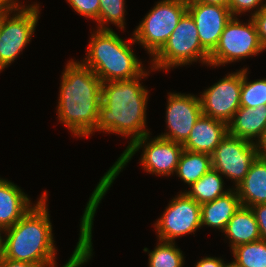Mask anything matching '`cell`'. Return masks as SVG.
Listing matches in <instances>:
<instances>
[{
	"label": "cell",
	"instance_id": "cell-1",
	"mask_svg": "<svg viewBox=\"0 0 266 267\" xmlns=\"http://www.w3.org/2000/svg\"><path fill=\"white\" fill-rule=\"evenodd\" d=\"M47 205V191L12 227L5 230L4 257L56 267V249ZM97 210L96 188L84 209L80 222L79 240L70 259L62 267H81L92 257V227ZM58 267V266H57Z\"/></svg>",
	"mask_w": 266,
	"mask_h": 267
},
{
	"label": "cell",
	"instance_id": "cell-2",
	"mask_svg": "<svg viewBox=\"0 0 266 267\" xmlns=\"http://www.w3.org/2000/svg\"><path fill=\"white\" fill-rule=\"evenodd\" d=\"M149 71L130 80L102 83L98 122L93 132L102 131L131 137L129 145L149 134L146 128L148 90L140 83Z\"/></svg>",
	"mask_w": 266,
	"mask_h": 267
},
{
	"label": "cell",
	"instance_id": "cell-3",
	"mask_svg": "<svg viewBox=\"0 0 266 267\" xmlns=\"http://www.w3.org/2000/svg\"><path fill=\"white\" fill-rule=\"evenodd\" d=\"M62 73L57 107L58 120L73 135L88 137L98 122L102 82L81 62L70 60Z\"/></svg>",
	"mask_w": 266,
	"mask_h": 267
},
{
	"label": "cell",
	"instance_id": "cell-4",
	"mask_svg": "<svg viewBox=\"0 0 266 267\" xmlns=\"http://www.w3.org/2000/svg\"><path fill=\"white\" fill-rule=\"evenodd\" d=\"M134 43L133 37L125 41L112 29H96L91 34L87 56L80 62L102 83L136 78L144 72V67L131 49Z\"/></svg>",
	"mask_w": 266,
	"mask_h": 267
},
{
	"label": "cell",
	"instance_id": "cell-5",
	"mask_svg": "<svg viewBox=\"0 0 266 267\" xmlns=\"http://www.w3.org/2000/svg\"><path fill=\"white\" fill-rule=\"evenodd\" d=\"M149 138L150 134L136 139L132 144L128 145L113 166L100 179L96 186L97 208L115 178L141 148L144 149L142 150L140 162L146 172L158 176H170L176 172L180 156L184 150L182 144L159 136L154 137V139L151 138L152 140Z\"/></svg>",
	"mask_w": 266,
	"mask_h": 267
},
{
	"label": "cell",
	"instance_id": "cell-6",
	"mask_svg": "<svg viewBox=\"0 0 266 267\" xmlns=\"http://www.w3.org/2000/svg\"><path fill=\"white\" fill-rule=\"evenodd\" d=\"M209 53L202 47L198 29L191 15L186 12L164 46L151 59V70L173 69L201 61L209 65Z\"/></svg>",
	"mask_w": 266,
	"mask_h": 267
},
{
	"label": "cell",
	"instance_id": "cell-7",
	"mask_svg": "<svg viewBox=\"0 0 266 267\" xmlns=\"http://www.w3.org/2000/svg\"><path fill=\"white\" fill-rule=\"evenodd\" d=\"M186 12V0L157 2L134 30V41L142 45L153 57L167 42Z\"/></svg>",
	"mask_w": 266,
	"mask_h": 267
},
{
	"label": "cell",
	"instance_id": "cell-8",
	"mask_svg": "<svg viewBox=\"0 0 266 267\" xmlns=\"http://www.w3.org/2000/svg\"><path fill=\"white\" fill-rule=\"evenodd\" d=\"M39 9V4L35 3L23 5L14 12L0 13V65L3 68L14 62L31 41L39 20Z\"/></svg>",
	"mask_w": 266,
	"mask_h": 267
},
{
	"label": "cell",
	"instance_id": "cell-9",
	"mask_svg": "<svg viewBox=\"0 0 266 267\" xmlns=\"http://www.w3.org/2000/svg\"><path fill=\"white\" fill-rule=\"evenodd\" d=\"M232 17L224 27L219 43L209 55V65L219 66L262 53V46L253 20L242 23Z\"/></svg>",
	"mask_w": 266,
	"mask_h": 267
},
{
	"label": "cell",
	"instance_id": "cell-10",
	"mask_svg": "<svg viewBox=\"0 0 266 267\" xmlns=\"http://www.w3.org/2000/svg\"><path fill=\"white\" fill-rule=\"evenodd\" d=\"M165 209L154 224L158 240L175 242L176 238L201 229V205L185 192L177 194Z\"/></svg>",
	"mask_w": 266,
	"mask_h": 267
},
{
	"label": "cell",
	"instance_id": "cell-11",
	"mask_svg": "<svg viewBox=\"0 0 266 267\" xmlns=\"http://www.w3.org/2000/svg\"><path fill=\"white\" fill-rule=\"evenodd\" d=\"M258 152L255 143L230 134L221 140L211 155L212 168L237 186L248 173Z\"/></svg>",
	"mask_w": 266,
	"mask_h": 267
},
{
	"label": "cell",
	"instance_id": "cell-12",
	"mask_svg": "<svg viewBox=\"0 0 266 267\" xmlns=\"http://www.w3.org/2000/svg\"><path fill=\"white\" fill-rule=\"evenodd\" d=\"M242 69L229 73L199 95L202 113L205 116L228 124L240 108Z\"/></svg>",
	"mask_w": 266,
	"mask_h": 267
},
{
	"label": "cell",
	"instance_id": "cell-13",
	"mask_svg": "<svg viewBox=\"0 0 266 267\" xmlns=\"http://www.w3.org/2000/svg\"><path fill=\"white\" fill-rule=\"evenodd\" d=\"M166 124L169 132L159 137L183 144L203 114L200 98L191 94L168 93Z\"/></svg>",
	"mask_w": 266,
	"mask_h": 267
},
{
	"label": "cell",
	"instance_id": "cell-14",
	"mask_svg": "<svg viewBox=\"0 0 266 267\" xmlns=\"http://www.w3.org/2000/svg\"><path fill=\"white\" fill-rule=\"evenodd\" d=\"M187 12L196 24L202 47L211 54L219 43L225 25L233 17L229 8L204 3H187Z\"/></svg>",
	"mask_w": 266,
	"mask_h": 267
},
{
	"label": "cell",
	"instance_id": "cell-15",
	"mask_svg": "<svg viewBox=\"0 0 266 267\" xmlns=\"http://www.w3.org/2000/svg\"><path fill=\"white\" fill-rule=\"evenodd\" d=\"M227 133L225 122L202 114L182 146L184 150L212 155Z\"/></svg>",
	"mask_w": 266,
	"mask_h": 267
},
{
	"label": "cell",
	"instance_id": "cell-16",
	"mask_svg": "<svg viewBox=\"0 0 266 267\" xmlns=\"http://www.w3.org/2000/svg\"><path fill=\"white\" fill-rule=\"evenodd\" d=\"M31 207L32 202L22 189L0 178V228L12 227Z\"/></svg>",
	"mask_w": 266,
	"mask_h": 267
},
{
	"label": "cell",
	"instance_id": "cell-17",
	"mask_svg": "<svg viewBox=\"0 0 266 267\" xmlns=\"http://www.w3.org/2000/svg\"><path fill=\"white\" fill-rule=\"evenodd\" d=\"M227 128L228 134L234 137L252 143L257 142L266 129V105H259L256 108L240 106L227 124Z\"/></svg>",
	"mask_w": 266,
	"mask_h": 267
},
{
	"label": "cell",
	"instance_id": "cell-18",
	"mask_svg": "<svg viewBox=\"0 0 266 267\" xmlns=\"http://www.w3.org/2000/svg\"><path fill=\"white\" fill-rule=\"evenodd\" d=\"M235 189L242 206L251 207L266 203V158L257 156Z\"/></svg>",
	"mask_w": 266,
	"mask_h": 267
},
{
	"label": "cell",
	"instance_id": "cell-19",
	"mask_svg": "<svg viewBox=\"0 0 266 267\" xmlns=\"http://www.w3.org/2000/svg\"><path fill=\"white\" fill-rule=\"evenodd\" d=\"M241 202L235 188L213 201L201 204V226L224 231L228 221L240 208Z\"/></svg>",
	"mask_w": 266,
	"mask_h": 267
},
{
	"label": "cell",
	"instance_id": "cell-20",
	"mask_svg": "<svg viewBox=\"0 0 266 267\" xmlns=\"http://www.w3.org/2000/svg\"><path fill=\"white\" fill-rule=\"evenodd\" d=\"M231 248L260 240V232L255 215L250 207L240 206L228 221L224 231Z\"/></svg>",
	"mask_w": 266,
	"mask_h": 267
},
{
	"label": "cell",
	"instance_id": "cell-21",
	"mask_svg": "<svg viewBox=\"0 0 266 267\" xmlns=\"http://www.w3.org/2000/svg\"><path fill=\"white\" fill-rule=\"evenodd\" d=\"M211 168V155L183 150L175 173L184 183L191 186Z\"/></svg>",
	"mask_w": 266,
	"mask_h": 267
},
{
	"label": "cell",
	"instance_id": "cell-22",
	"mask_svg": "<svg viewBox=\"0 0 266 267\" xmlns=\"http://www.w3.org/2000/svg\"><path fill=\"white\" fill-rule=\"evenodd\" d=\"M223 185L224 180L222 175L211 168L197 182L189 186L190 190H185L184 192L201 205L203 203L213 201L227 193L230 189H224Z\"/></svg>",
	"mask_w": 266,
	"mask_h": 267
},
{
	"label": "cell",
	"instance_id": "cell-23",
	"mask_svg": "<svg viewBox=\"0 0 266 267\" xmlns=\"http://www.w3.org/2000/svg\"><path fill=\"white\" fill-rule=\"evenodd\" d=\"M153 251L144 248V252H149V267H183L184 255L182 251L175 246V242L159 240ZM177 247V248H176Z\"/></svg>",
	"mask_w": 266,
	"mask_h": 267
},
{
	"label": "cell",
	"instance_id": "cell-24",
	"mask_svg": "<svg viewBox=\"0 0 266 267\" xmlns=\"http://www.w3.org/2000/svg\"><path fill=\"white\" fill-rule=\"evenodd\" d=\"M231 250L233 261L241 267H266V241L241 244Z\"/></svg>",
	"mask_w": 266,
	"mask_h": 267
},
{
	"label": "cell",
	"instance_id": "cell-25",
	"mask_svg": "<svg viewBox=\"0 0 266 267\" xmlns=\"http://www.w3.org/2000/svg\"><path fill=\"white\" fill-rule=\"evenodd\" d=\"M247 70V68L242 69L240 106L256 108L259 105H266V78L248 82Z\"/></svg>",
	"mask_w": 266,
	"mask_h": 267
},
{
	"label": "cell",
	"instance_id": "cell-26",
	"mask_svg": "<svg viewBox=\"0 0 266 267\" xmlns=\"http://www.w3.org/2000/svg\"><path fill=\"white\" fill-rule=\"evenodd\" d=\"M125 11V0H100L99 18L96 21L97 29L110 30L107 25L111 23L124 30Z\"/></svg>",
	"mask_w": 266,
	"mask_h": 267
},
{
	"label": "cell",
	"instance_id": "cell-27",
	"mask_svg": "<svg viewBox=\"0 0 266 267\" xmlns=\"http://www.w3.org/2000/svg\"><path fill=\"white\" fill-rule=\"evenodd\" d=\"M75 12L86 18L97 21L99 18L100 0H66Z\"/></svg>",
	"mask_w": 266,
	"mask_h": 267
},
{
	"label": "cell",
	"instance_id": "cell-28",
	"mask_svg": "<svg viewBox=\"0 0 266 267\" xmlns=\"http://www.w3.org/2000/svg\"><path fill=\"white\" fill-rule=\"evenodd\" d=\"M265 6L266 3H264V0H229L228 4L231 15L234 17H237L244 12H250L251 10H254L256 8V10H254V13L250 14L252 16L258 13Z\"/></svg>",
	"mask_w": 266,
	"mask_h": 267
},
{
	"label": "cell",
	"instance_id": "cell-29",
	"mask_svg": "<svg viewBox=\"0 0 266 267\" xmlns=\"http://www.w3.org/2000/svg\"><path fill=\"white\" fill-rule=\"evenodd\" d=\"M259 36L262 46L266 50V6L258 13L251 16Z\"/></svg>",
	"mask_w": 266,
	"mask_h": 267
},
{
	"label": "cell",
	"instance_id": "cell-30",
	"mask_svg": "<svg viewBox=\"0 0 266 267\" xmlns=\"http://www.w3.org/2000/svg\"><path fill=\"white\" fill-rule=\"evenodd\" d=\"M257 220L260 240L266 241V203L256 204L250 207Z\"/></svg>",
	"mask_w": 266,
	"mask_h": 267
},
{
	"label": "cell",
	"instance_id": "cell-31",
	"mask_svg": "<svg viewBox=\"0 0 266 267\" xmlns=\"http://www.w3.org/2000/svg\"><path fill=\"white\" fill-rule=\"evenodd\" d=\"M224 260L217 257H205L200 259L195 267H224Z\"/></svg>",
	"mask_w": 266,
	"mask_h": 267
},
{
	"label": "cell",
	"instance_id": "cell-32",
	"mask_svg": "<svg viewBox=\"0 0 266 267\" xmlns=\"http://www.w3.org/2000/svg\"><path fill=\"white\" fill-rule=\"evenodd\" d=\"M20 4L19 0H0V13L13 12L23 6Z\"/></svg>",
	"mask_w": 266,
	"mask_h": 267
},
{
	"label": "cell",
	"instance_id": "cell-33",
	"mask_svg": "<svg viewBox=\"0 0 266 267\" xmlns=\"http://www.w3.org/2000/svg\"><path fill=\"white\" fill-rule=\"evenodd\" d=\"M0 267H39L37 264L3 258Z\"/></svg>",
	"mask_w": 266,
	"mask_h": 267
},
{
	"label": "cell",
	"instance_id": "cell-34",
	"mask_svg": "<svg viewBox=\"0 0 266 267\" xmlns=\"http://www.w3.org/2000/svg\"><path fill=\"white\" fill-rule=\"evenodd\" d=\"M257 147L258 156L266 158V129L262 134L261 138L255 142Z\"/></svg>",
	"mask_w": 266,
	"mask_h": 267
},
{
	"label": "cell",
	"instance_id": "cell-35",
	"mask_svg": "<svg viewBox=\"0 0 266 267\" xmlns=\"http://www.w3.org/2000/svg\"><path fill=\"white\" fill-rule=\"evenodd\" d=\"M187 3H204L228 7L229 0H186Z\"/></svg>",
	"mask_w": 266,
	"mask_h": 267
},
{
	"label": "cell",
	"instance_id": "cell-36",
	"mask_svg": "<svg viewBox=\"0 0 266 267\" xmlns=\"http://www.w3.org/2000/svg\"><path fill=\"white\" fill-rule=\"evenodd\" d=\"M5 233V229L0 228V262L4 258V244H5V238L1 236V234Z\"/></svg>",
	"mask_w": 266,
	"mask_h": 267
},
{
	"label": "cell",
	"instance_id": "cell-37",
	"mask_svg": "<svg viewBox=\"0 0 266 267\" xmlns=\"http://www.w3.org/2000/svg\"><path fill=\"white\" fill-rule=\"evenodd\" d=\"M224 267H241V266H239L236 262L233 261L230 263H226Z\"/></svg>",
	"mask_w": 266,
	"mask_h": 267
},
{
	"label": "cell",
	"instance_id": "cell-38",
	"mask_svg": "<svg viewBox=\"0 0 266 267\" xmlns=\"http://www.w3.org/2000/svg\"><path fill=\"white\" fill-rule=\"evenodd\" d=\"M4 68L0 65V72L3 70Z\"/></svg>",
	"mask_w": 266,
	"mask_h": 267
}]
</instances>
